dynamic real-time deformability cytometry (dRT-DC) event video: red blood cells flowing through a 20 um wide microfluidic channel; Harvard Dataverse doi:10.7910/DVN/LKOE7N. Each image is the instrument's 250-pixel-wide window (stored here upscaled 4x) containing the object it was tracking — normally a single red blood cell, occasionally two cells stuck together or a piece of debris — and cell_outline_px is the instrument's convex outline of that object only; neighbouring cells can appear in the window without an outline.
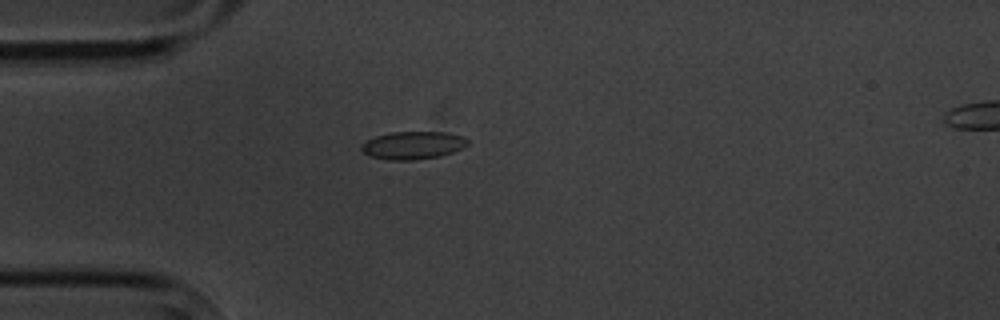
{"species": "common noctule bat (a hibernating species)", "species_latin": "Nyctalus noctula", "temperature_condition": "cold", "stored_images_in_passage": 4, "camera_frame_rate_fps": 3000, "um_per_image_px": 0.085, "animal": {"sex": "male", "body_mass_g": 20.1, "forearm_length_mm": 53.5}, "frame": {"image": 1, "passage_image": 3, "time_ms": 2.333, "image_size_px": [1000, 320], "cell_outline_px": [[468, 144], [464, 148], [440, 156], [412, 160], [388, 160], [372, 156], [364, 152], [360, 148], [360, 144], [376, 136], [392, 132], [444, 132], [464, 136], [468, 140]], "centroid_in_image_um": [35.12, 12.34], "position_along_channel_um": 49.9, "area_um2": 17.17}}